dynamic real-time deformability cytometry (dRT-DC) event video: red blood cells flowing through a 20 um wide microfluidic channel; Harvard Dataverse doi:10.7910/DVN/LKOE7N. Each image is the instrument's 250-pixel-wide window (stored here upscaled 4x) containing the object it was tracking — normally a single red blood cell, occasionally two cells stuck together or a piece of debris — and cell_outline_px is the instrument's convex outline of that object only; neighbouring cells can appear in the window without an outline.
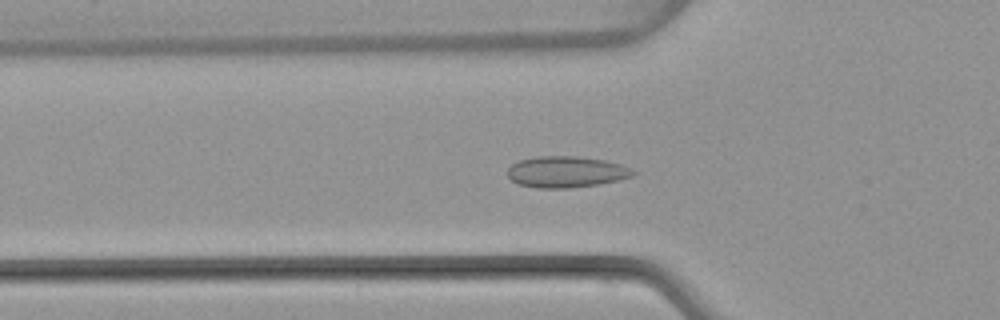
{"species": "common noctule bat (a hibernating species)", "species_latin": "Nyctalus noctula", "temperature_condition": "warm", "stored_images_in_passage": 37, "camera_frame_rate_fps": 3000, "um_per_image_px": 0.085, "animal": {"sex": "female", "body_mass_g": 22.7, "forearm_length_mm": 54.2}, "frame": {"image": 1, "passage_image": 11, "time_ms": 3.333, "image_size_px": [1000, 320], "cell_outline_px": [[636, 172], [632, 176], [600, 184], [568, 188], [536, 188], [520, 184], [512, 180], [508, 176], [508, 168], [512, 164], [520, 160], [536, 156], [576, 156], [604, 160], [620, 164], [632, 168]], "centroid_in_image_um": [48.12, 14.61], "position_along_channel_um": 77.7, "area_um2": 22.77}}
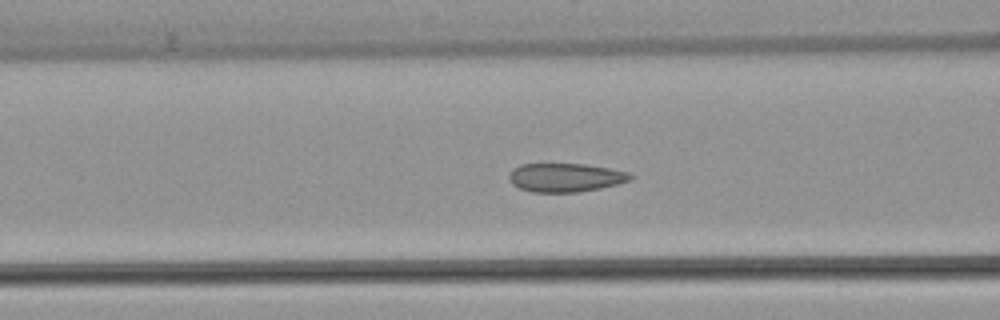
{"frame": {"image": 2, "passage_image": 14, "time_ms": 4.333, "image_size_px": [1000, 320], "cell_outline_px": [[636, 176], [632, 180], [600, 188], [580, 192], [532, 192], [520, 188], [512, 184], [508, 176], [512, 168], [520, 164], [588, 164], [628, 172]], "centroid_in_image_um": [48.07, 15.08], "position_along_channel_um": 118.5, "area_um2": 20.4}}
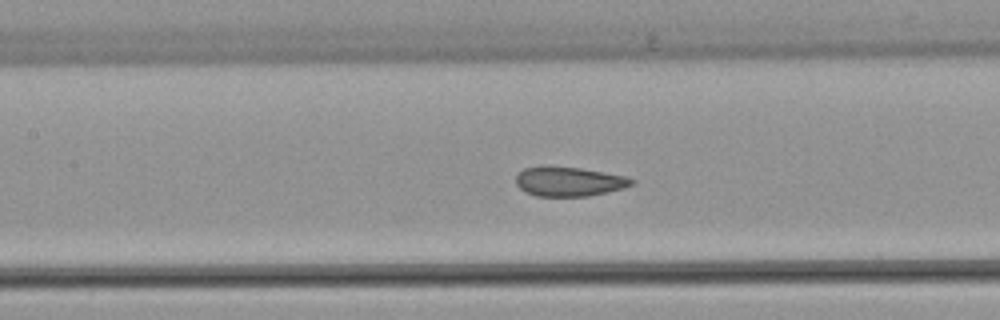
{"frame": {"image": 3, "passage_image": 17, "time_ms": 5.333, "image_size_px": [1000, 320], "cell_outline_px": [[636, 180], [632, 184], [624, 188], [608, 192], [588, 196], [536, 196], [524, 192], [516, 184], [516, 172], [524, 168], [540, 164], [544, 164], [580, 168], [604, 172], [624, 176]], "centroid_in_image_um": [48.29, 15.4], "position_along_channel_um": 159.1, "area_um2": 20.35}, "authors_computed_cell_mechanics": {"area_um2": 20.519, "velocity_mm_per_s": 4.046, "shape_relaxation_time_tau1_ms": 11.2452, "shape_relaxation_time_tau2_ms": null, "deformation_change_tau1": 0.1677, "deformation_change_tau2": null}}